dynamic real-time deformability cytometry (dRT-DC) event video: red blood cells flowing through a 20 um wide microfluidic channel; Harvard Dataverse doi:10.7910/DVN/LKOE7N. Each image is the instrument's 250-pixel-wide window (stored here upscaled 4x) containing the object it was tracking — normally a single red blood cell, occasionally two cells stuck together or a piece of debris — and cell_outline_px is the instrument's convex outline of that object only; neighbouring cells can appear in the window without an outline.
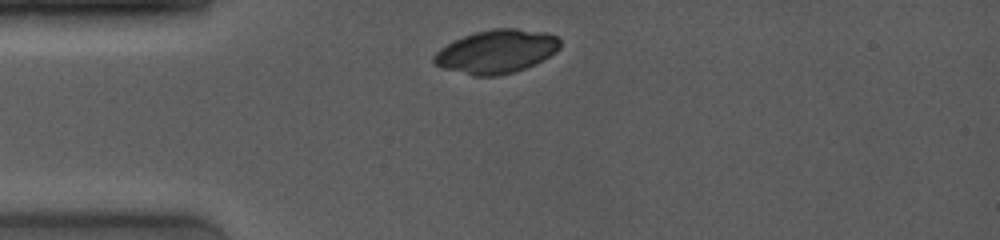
{"species": "common noctule bat (a hibernating species)", "species_latin": "Nyctalus noctula", "temperature_condition": "room temperature", "stored_images_in_passage": 26, "camera_frame_rate_fps": 4000, "um_per_image_px": 0.085, "animal": {"sex": "female", "body_mass_g": 19.0, "forearm_length_mm": 53.3}, "frame": {"image": 1, "passage_image": 1, "time_ms": 0.0, "image_size_px": [1000, 240], "cell_outline_px": [[560, 48], [556, 52], [544, 60], [536, 64], [512, 72], [496, 76], [472, 76], [444, 68], [432, 64], [432, 56], [440, 48], [464, 36], [476, 32], [496, 28], [516, 28], [548, 32], [556, 36], [560, 40]], "centroid_in_image_um": [42.21, 4.38], "position_along_channel_um": 42.8, "area_um2": 32.08}}
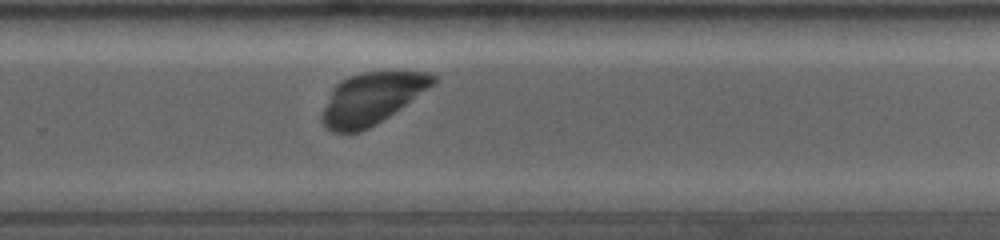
{"frame": {"image": 2, "passage_image": 19, "time_ms": 7.0, "image_size_px": [1000, 240], "cell_outline_px": [[440, 80], [436, 84], [376, 124], [360, 132], [332, 132], [320, 120], [320, 112], [332, 88], [340, 80], [348, 76], [364, 72], [432, 72], [440, 76]], "centroid_in_image_um": [31.6, 8.35], "position_along_channel_um": 298.2, "area_um2": 33.64}}
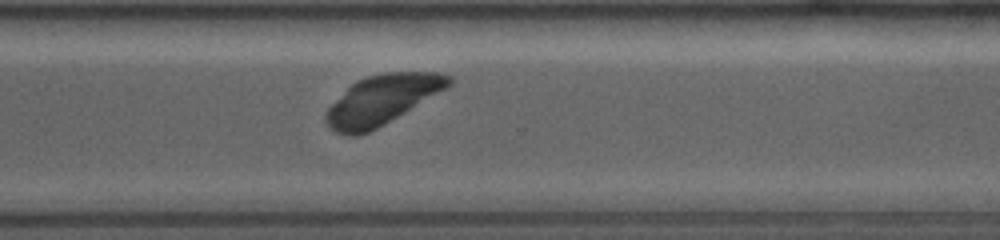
{"frame": {"image": 3, "passage_image": 22, "time_ms": 8.0, "image_size_px": [1000, 240], "cell_outline_px": [[456, 80], [452, 84], [384, 124], [368, 132], [356, 136], [348, 136], [336, 132], [324, 120], [324, 112], [356, 80], [368, 76], [384, 72], [440, 72], [452, 76]], "centroid_in_image_um": [32.47, 8.47], "position_along_channel_um": 338.1, "area_um2": 34.97}}